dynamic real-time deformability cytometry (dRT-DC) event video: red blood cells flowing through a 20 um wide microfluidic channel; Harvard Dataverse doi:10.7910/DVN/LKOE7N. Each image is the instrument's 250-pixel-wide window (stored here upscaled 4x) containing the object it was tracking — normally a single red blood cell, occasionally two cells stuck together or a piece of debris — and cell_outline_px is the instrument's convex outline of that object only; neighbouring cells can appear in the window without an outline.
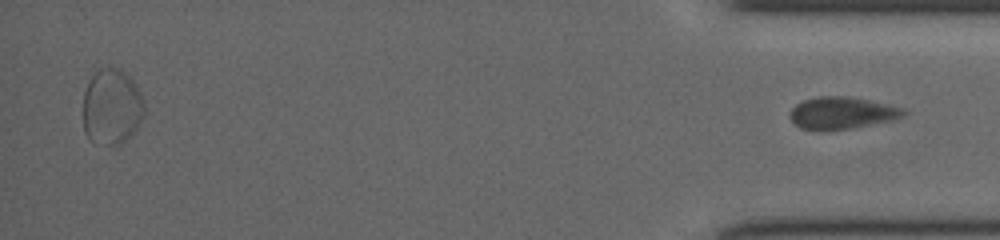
{"species": "common noctule bat (a hibernating species)", "species_latin": "Nyctalus noctula", "temperature_condition": "cold", "stored_images_in_passage": 32, "segment_of_instrument_passage": [2, 2], "camera_frame_rate_fps": 3000, "um_per_image_px": 0.085, "animal": {"sex": "female", "body_mass_g": 19.5, "forearm_length_mm": 54.1}, "frame": {"image": 1, "passage_image": 32, "time_ms": 10.333, "image_size_px": [1000, 240], "cell_outline_px": [[908, 112], [904, 116], [892, 120], [852, 128], [800, 128], [788, 116], [792, 108], [796, 104], [804, 100], [816, 96], [848, 96], [888, 104], [904, 108]], "centroid_in_image_um": [71.6, 9.56], "position_along_channel_um": 363.6, "area_um2": 20.81}}